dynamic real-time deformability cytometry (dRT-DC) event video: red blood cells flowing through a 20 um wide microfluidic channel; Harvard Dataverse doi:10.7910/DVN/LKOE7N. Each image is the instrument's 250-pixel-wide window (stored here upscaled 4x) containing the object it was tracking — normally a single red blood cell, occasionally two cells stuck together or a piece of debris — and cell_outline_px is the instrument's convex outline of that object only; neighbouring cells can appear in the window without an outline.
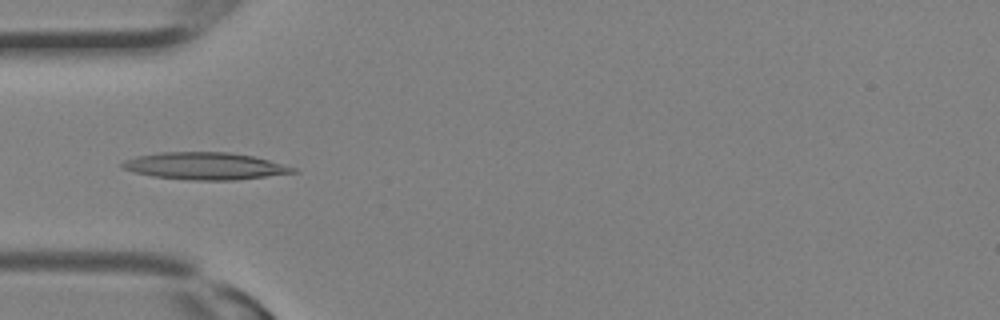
{"species": "Egyptian fruit bat (a non-hibernating species)", "species_latin": "Rousettus aegyptiacus", "temperature_condition": "room temperature", "stored_images_in_passage": 13, "camera_frame_rate_fps": 3000, "um_per_image_px": 0.085, "animal": {"sex": "female"}, "frame": {"image": 1, "passage_image": 8, "time_ms": 2.333, "image_size_px": [1000, 320], "cell_outline_px": [[300, 172], [236, 180], [196, 180], [152, 176], [136, 172], [124, 168], [120, 164], [124, 160], [136, 156], [160, 152], [228, 152], [256, 156], [296, 168]], "centroid_in_image_um": [17.47, 14.1], "position_along_channel_um": 67.5, "area_um2": 26.99}}
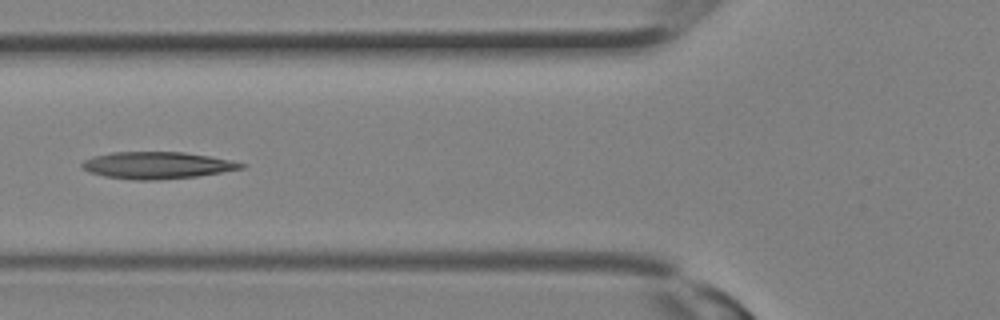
{"frame": {"image": 2, "passage_image": 10, "time_ms": 3.0, "image_size_px": [1000, 320], "cell_outline_px": [[244, 168], [196, 176], [156, 180], [132, 180], [104, 176], [88, 172], [80, 164], [84, 160], [96, 156], [112, 152], [184, 152], [208, 156], [228, 160], [244, 164]], "centroid_in_image_um": [13.3, 14.05], "position_along_channel_um": 112.5, "area_um2": 24.62}}
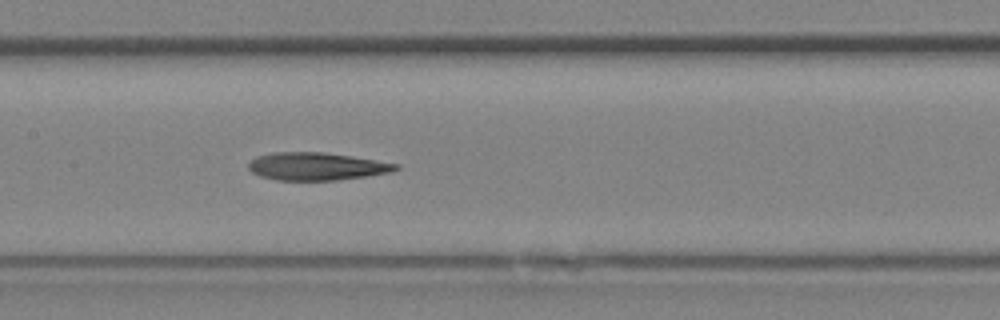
{"frame": {"image": 3, "passage_image": 13, "time_ms": 4.0, "image_size_px": [1000, 320], "cell_outline_px": [[400, 168], [392, 172], [368, 176], [336, 180], [276, 180], [260, 176], [252, 172], [248, 168], [248, 164], [256, 156], [272, 152], [324, 152], [400, 164]], "centroid_in_image_um": [26.91, 14.14], "position_along_channel_um": 180.5, "area_um2": 23.81}}